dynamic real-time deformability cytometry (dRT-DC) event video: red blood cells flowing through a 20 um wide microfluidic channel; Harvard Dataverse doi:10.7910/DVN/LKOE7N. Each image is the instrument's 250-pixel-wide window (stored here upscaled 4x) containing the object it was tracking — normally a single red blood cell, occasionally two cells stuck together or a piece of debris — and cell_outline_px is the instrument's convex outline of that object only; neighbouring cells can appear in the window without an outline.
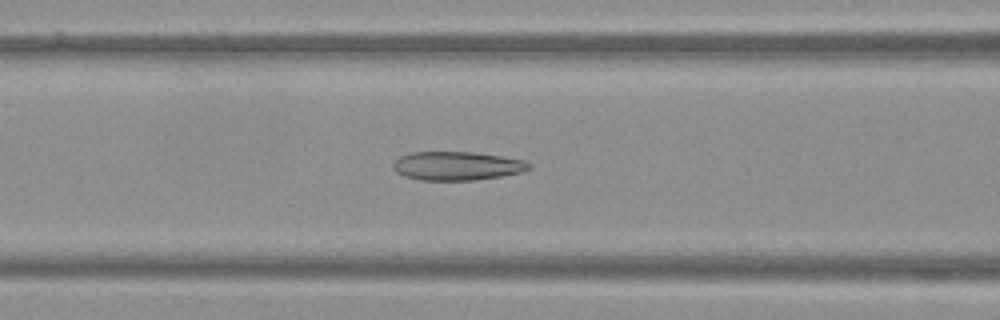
{"species": "Egyptian fruit bat (a non-hibernating species)", "species_latin": "Rousettus aegyptiacus", "temperature_condition": "warm", "stored_images_in_passage": 48, "camera_frame_rate_fps": 3000, "um_per_image_px": 0.085, "frame": {"image": 1, "passage_image": 19, "time_ms": 6.0, "image_size_px": [1000, 320], "cell_outline_px": [[532, 168], [524, 172], [476, 180], [420, 180], [404, 176], [396, 172], [392, 168], [392, 164], [400, 156], [412, 152], [472, 152], [500, 156], [524, 160], [532, 164]], "centroid_in_image_um": [38.86, 14.1], "position_along_channel_um": 127.7, "area_um2": 22.83}}
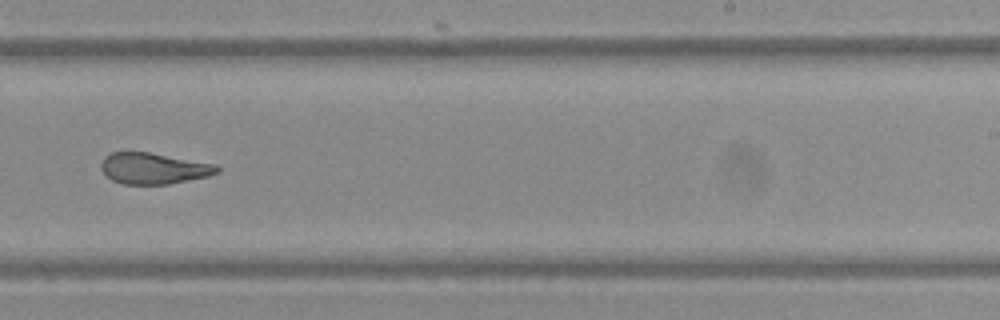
{"frame": {"image": 2, "passage_image": 30, "time_ms": 9.667, "image_size_px": [1000, 320], "cell_outline_px": [[220, 172], [208, 176], [168, 184], [124, 184], [112, 180], [100, 168], [100, 164], [104, 156], [112, 152], [148, 152], [216, 164], [220, 168]], "centroid_in_image_um": [13.06, 14.31], "position_along_channel_um": 275.9, "area_um2": 20.98}}
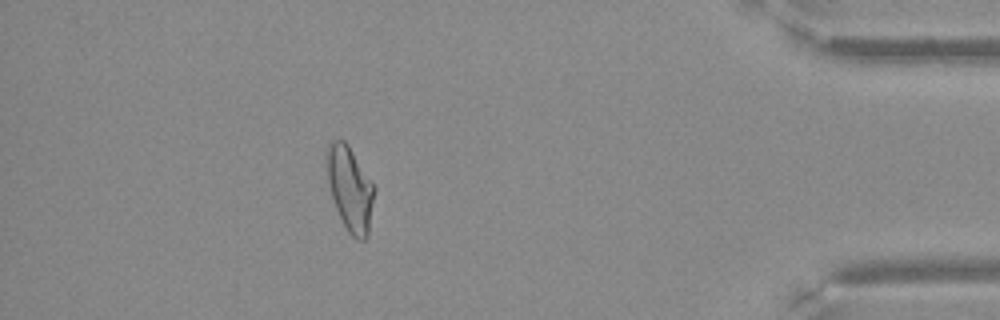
{"frame": {"image": 3, "passage_image": 43, "time_ms": 14.0, "image_size_px": [1000, 320], "cell_outline_px": [[376, 188], [368, 236], [364, 240], [356, 240], [348, 232], [336, 208], [332, 196], [328, 180], [324, 152], [328, 144], [332, 140], [344, 140], [348, 144]], "centroid_in_image_um": [29.75, 16.02], "position_along_channel_um": 405.5, "area_um2": 23.58}}